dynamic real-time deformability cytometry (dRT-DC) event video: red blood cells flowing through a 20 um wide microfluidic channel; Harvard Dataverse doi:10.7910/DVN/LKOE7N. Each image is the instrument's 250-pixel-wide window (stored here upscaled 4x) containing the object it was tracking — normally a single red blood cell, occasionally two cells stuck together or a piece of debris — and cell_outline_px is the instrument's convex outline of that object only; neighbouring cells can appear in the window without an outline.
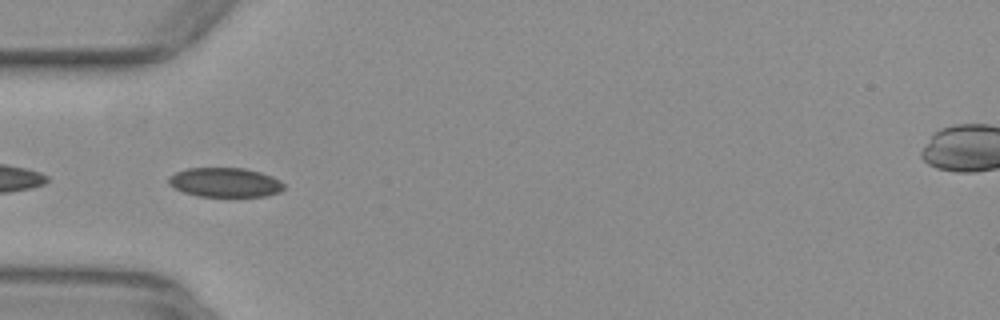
{"species": "common noctule bat (a hibernating species)", "species_latin": "Nyctalus noctula", "temperature_condition": "warm", "stored_images_in_passage": 23, "camera_frame_rate_fps": 3000, "um_per_image_px": 0.085, "animal": {"sex": "female", "body_mass_g": 29.2, "forearm_length_mm": 56.3}, "frame": {"image": 1, "passage_image": 17, "time_ms": 5.333, "image_size_px": [1000, 320], "cell_outline_px": [[284, 188], [280, 192], [264, 196], [196, 196], [184, 192], [168, 184], [168, 176], [176, 172], [188, 168], [244, 168], [260, 172], [272, 176], [280, 180], [284, 184]], "centroid_in_image_um": [19.13, 15.5], "position_along_channel_um": 65.9, "area_um2": 19.71}}
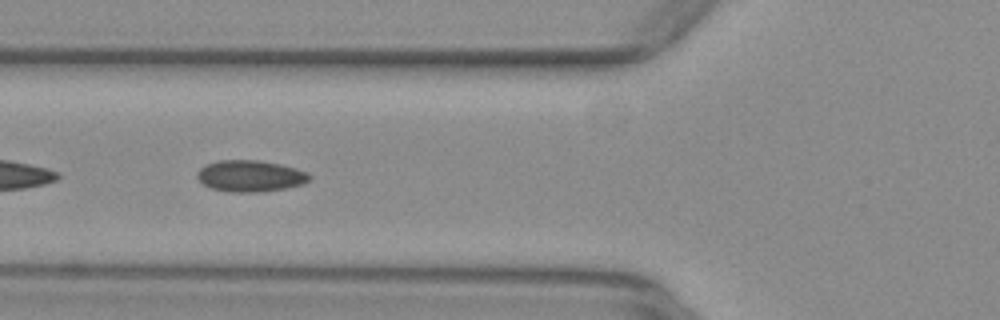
{"frame": {"image": 2, "passage_image": 20, "time_ms": 6.333, "image_size_px": [1000, 320], "cell_outline_px": [[312, 180], [304, 184], [284, 188], [260, 192], [228, 192], [212, 188], [204, 184], [196, 176], [196, 172], [204, 164], [220, 160], [260, 160], [280, 164], [296, 168], [308, 172], [312, 176]], "centroid_in_image_um": [21.3, 14.95], "position_along_channel_um": 104.5, "area_um2": 20.81}}